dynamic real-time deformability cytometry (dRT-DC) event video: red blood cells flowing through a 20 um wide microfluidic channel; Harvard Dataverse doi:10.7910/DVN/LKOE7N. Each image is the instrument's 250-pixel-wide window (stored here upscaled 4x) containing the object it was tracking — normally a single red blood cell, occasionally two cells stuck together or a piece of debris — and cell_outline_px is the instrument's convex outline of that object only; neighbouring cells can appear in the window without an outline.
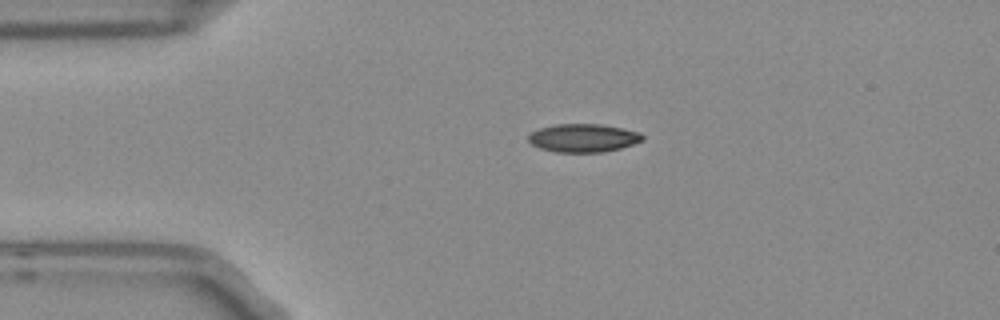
{"species": "Egyptian fruit bat (a non-hibernating species)", "species_latin": "Rousettus aegyptiacus", "temperature_condition": "room temperature", "stored_images_in_passage": 2, "camera_frame_rate_fps": 3000, "um_per_image_px": 0.085, "frame": {"image": 1, "passage_image": 1, "time_ms": 0.0, "image_size_px": [1000, 320], "cell_outline_px": [[644, 140], [620, 148], [604, 152], [556, 152], [540, 148], [532, 144], [528, 140], [528, 136], [532, 132], [540, 128], [556, 124], [600, 124], [624, 128], [640, 132], [644, 136]], "centroid_in_image_um": [49.6, 11.72], "position_along_channel_um": 35.4, "area_um2": 18.79}}